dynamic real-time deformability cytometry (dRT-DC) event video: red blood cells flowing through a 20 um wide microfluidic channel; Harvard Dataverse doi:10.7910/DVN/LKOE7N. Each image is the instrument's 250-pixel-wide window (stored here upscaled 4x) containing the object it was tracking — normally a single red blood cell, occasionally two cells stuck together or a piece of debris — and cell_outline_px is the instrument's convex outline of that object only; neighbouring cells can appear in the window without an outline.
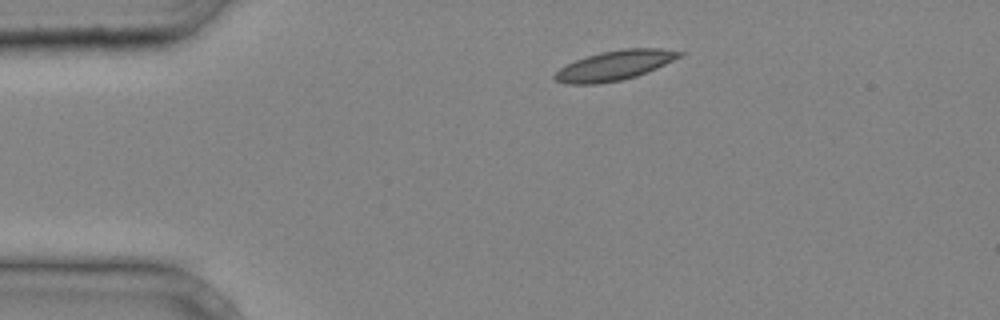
{"species": "common noctule bat (a hibernating species)", "species_latin": "Nyctalus noctula", "temperature_condition": "cold", "stored_images_in_passage": 2, "camera_frame_rate_fps": 3000, "um_per_image_px": 0.085, "animal": {"sex": "male", "body_mass_g": 20.4}, "frame": {"image": 1, "passage_image": 1, "time_ms": 0.0, "image_size_px": [1000, 320], "cell_outline_px": [[684, 52], [680, 56], [648, 72], [636, 76], [620, 80], [596, 84], [564, 84], [556, 80], [552, 76], [560, 68], [576, 60], [600, 52], [624, 48], [660, 48]], "centroid_in_image_um": [52.22, 5.56], "position_along_channel_um": 32.8, "area_um2": 21.33}}